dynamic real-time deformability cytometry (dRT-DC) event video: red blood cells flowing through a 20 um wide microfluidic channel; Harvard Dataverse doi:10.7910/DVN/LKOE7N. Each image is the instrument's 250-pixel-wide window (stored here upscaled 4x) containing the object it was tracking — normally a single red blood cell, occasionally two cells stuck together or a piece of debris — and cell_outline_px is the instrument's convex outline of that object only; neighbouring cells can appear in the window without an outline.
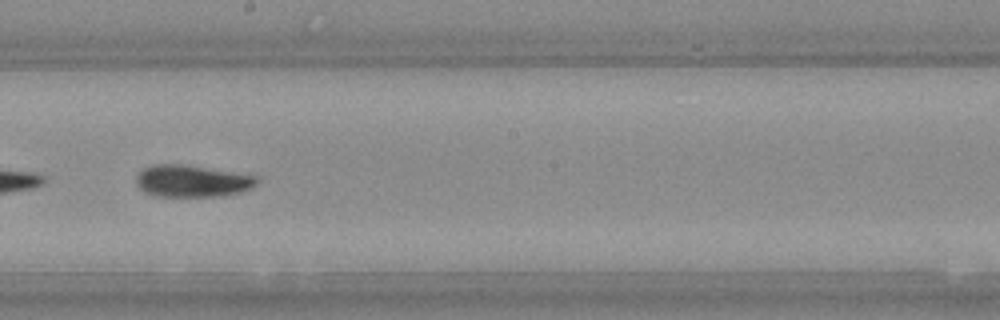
{"species": "Egyptian fruit bat (a non-hibernating species)", "species_latin": "Rousettus aegyptiacus", "temperature_condition": "warm", "stored_images_in_passage": 33, "camera_frame_rate_fps": 3000, "um_per_image_px": 0.085, "animal": {"sex": "female"}, "frame": {"image": 1, "passage_image": 15, "time_ms": 4.667, "image_size_px": [1000, 320], "cell_outline_px": [[260, 180], [252, 188], [240, 192], [220, 196], [152, 196], [144, 192], [136, 184], [136, 176], [144, 168], [152, 164], [184, 164], [256, 176]], "centroid_in_image_um": [16.3, 15.39], "position_along_channel_um": 231.9, "area_um2": 22.48}}